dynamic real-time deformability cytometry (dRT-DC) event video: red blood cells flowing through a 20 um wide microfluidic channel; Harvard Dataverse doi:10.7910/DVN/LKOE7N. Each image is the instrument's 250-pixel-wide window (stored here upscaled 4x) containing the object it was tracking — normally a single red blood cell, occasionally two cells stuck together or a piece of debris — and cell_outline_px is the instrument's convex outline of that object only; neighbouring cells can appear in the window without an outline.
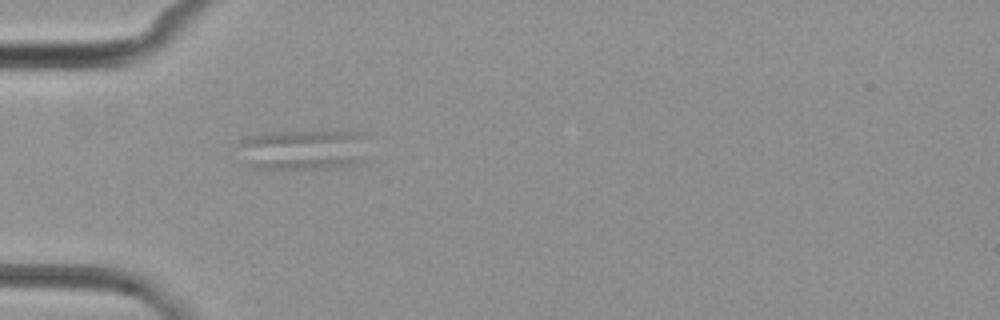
{"species": "common noctule bat (a hibernating species)", "species_latin": "Nyctalus noctula", "temperature_condition": "cold", "stored_images_in_passage": 4, "camera_frame_rate_fps": 3000, "um_per_image_px": 0.085, "animal": {"sex": "female", "body_mass_g": 29.2, "forearm_length_mm": 56.3}, "frame": {"image": 1, "passage_image": 4, "time_ms": 3.667, "image_size_px": [1000, 320], "cell_outline_px": [[368, 136], [364, 160], [356, 164], [336, 168], [244, 168], [240, 144], [240, 140], [244, 136], [272, 132], [364, 132]], "centroid_in_image_um": [25.79, 12.73], "position_along_channel_um": 59.2, "area_um2": 31.1}}